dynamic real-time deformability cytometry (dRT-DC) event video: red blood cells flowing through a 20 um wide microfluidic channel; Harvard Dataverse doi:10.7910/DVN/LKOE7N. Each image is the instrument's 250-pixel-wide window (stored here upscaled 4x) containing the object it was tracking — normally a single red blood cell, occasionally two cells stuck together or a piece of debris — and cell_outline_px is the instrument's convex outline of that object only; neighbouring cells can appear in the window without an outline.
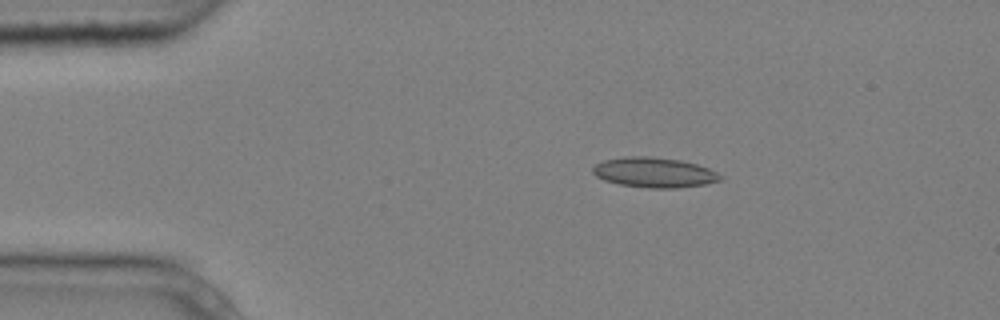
{"species": "common noctule bat (a hibernating species)", "species_latin": "Nyctalus noctula", "temperature_condition": "cold", "stored_images_in_passage": 9, "camera_frame_rate_fps": 3000, "um_per_image_px": 0.085, "animal": {"sex": "male", "body_mass_g": 20.4}, "frame": {"image": 1, "passage_image": 2, "time_ms": 0.333, "image_size_px": [1000, 320], "cell_outline_px": [[724, 176], [720, 180], [704, 184], [676, 188], [648, 188], [620, 184], [604, 180], [596, 176], [592, 172], [592, 168], [596, 164], [604, 160], [624, 156], [648, 156], [680, 160], [696, 164], [708, 168]], "centroid_in_image_um": [55.59, 14.65], "position_along_channel_um": 29.4, "area_um2": 22.25}}
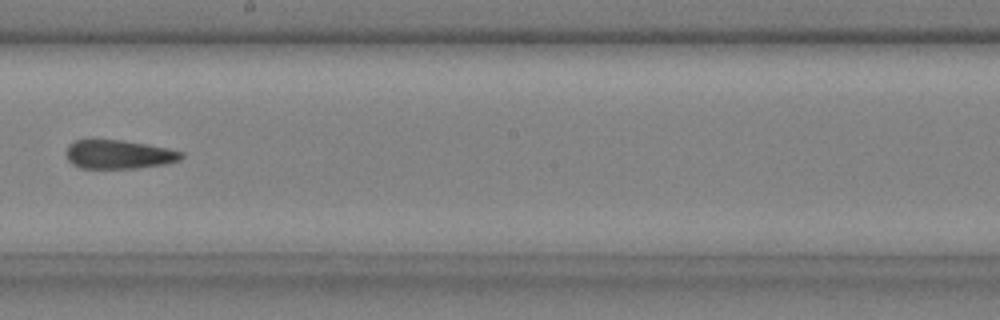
{"frame": {"image": 2, "passage_image": 8, "time_ms": 2.333, "image_size_px": [1000, 320], "cell_outline_px": [[184, 156], [180, 160], [168, 164], [136, 168], [80, 168], [72, 164], [68, 160], [64, 152], [68, 144], [76, 140], [124, 140], [148, 144], [168, 148], [184, 152]], "centroid_in_image_um": [10.11, 13.12], "position_along_channel_um": 238.1, "area_um2": 19.65}}
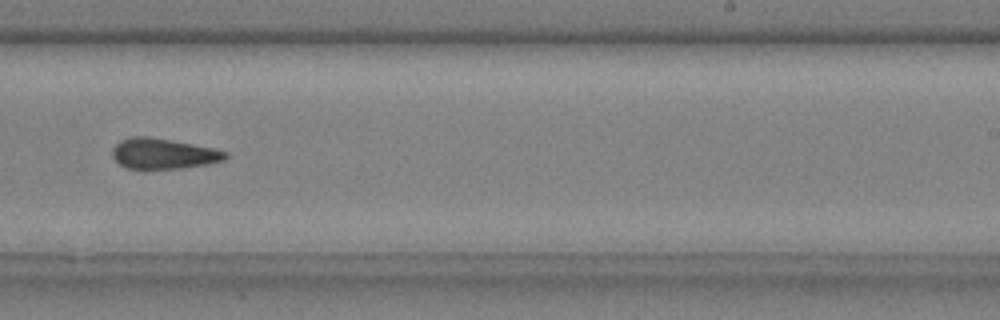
{"frame": {"image": 3, "passage_image": 9, "time_ms": 2.667, "image_size_px": [1000, 320], "cell_outline_px": [[228, 156], [224, 160], [208, 164], [184, 168], [124, 168], [112, 156], [112, 148], [120, 140], [132, 136], [148, 136], [172, 140], [212, 148], [228, 152]], "centroid_in_image_um": [13.87, 13.05], "position_along_channel_um": 275.1, "area_um2": 20.06}}